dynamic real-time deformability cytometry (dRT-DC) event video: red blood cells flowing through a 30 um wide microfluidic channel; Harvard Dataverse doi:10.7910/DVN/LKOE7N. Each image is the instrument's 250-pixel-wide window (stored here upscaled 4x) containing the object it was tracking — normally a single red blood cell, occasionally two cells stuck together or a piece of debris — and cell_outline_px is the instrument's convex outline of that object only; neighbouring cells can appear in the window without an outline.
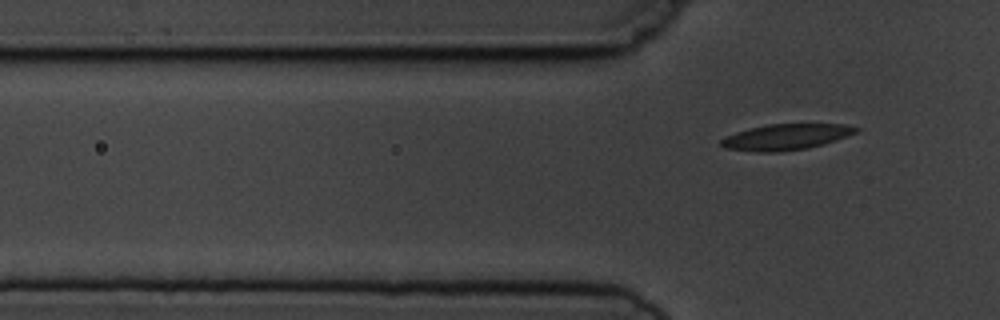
{"species": "common noctule bat (a hibernating species)", "species_latin": "Nyctalus noctula", "temperature_condition": "cold", "stored_images_in_passage": 6, "segment_of_instrument_passage": [2, 2], "camera_frame_rate_fps": 3000, "um_per_image_px": 0.085, "animal": {"sex": "male", "body_mass_g": 19.5, "forearm_length_mm": 54.6}, "frame": {"image": 1, "passage_image": 6, "time_ms": 6.333, "image_size_px": [1000, 320], "cell_outline_px": [[860, 128], [856, 132], [836, 140], [824, 144], [808, 148], [780, 152], [756, 152], [724, 148], [720, 144], [720, 140], [736, 132], [768, 124], [844, 124]], "centroid_in_image_um": [66.81, 11.65], "position_along_channel_um": 59.0, "area_um2": 20.23}}